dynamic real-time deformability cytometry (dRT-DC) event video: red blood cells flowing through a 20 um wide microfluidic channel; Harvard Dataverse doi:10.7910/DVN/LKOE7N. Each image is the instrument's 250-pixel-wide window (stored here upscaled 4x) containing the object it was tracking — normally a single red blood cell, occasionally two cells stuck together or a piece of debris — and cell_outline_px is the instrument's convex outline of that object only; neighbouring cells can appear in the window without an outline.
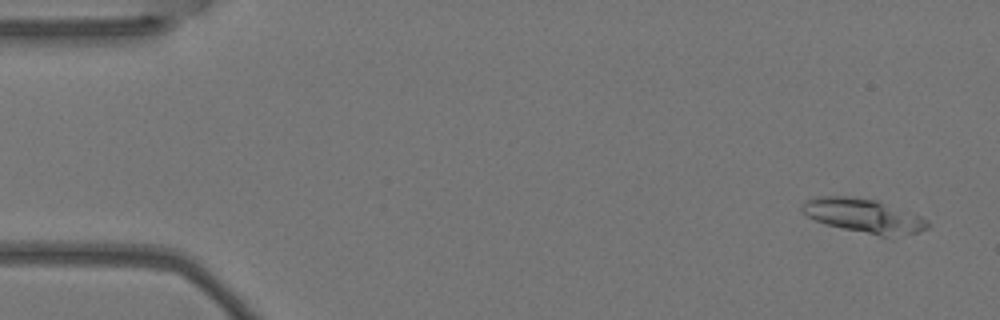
{"species": "Egyptian fruit bat (a non-hibernating species)", "species_latin": "Rousettus aegyptiacus", "temperature_condition": "warm", "stored_images_in_passage": 4, "camera_frame_rate_fps": 3000, "um_per_image_px": 0.085, "animal": {"sex": "female"}, "frame": {"image": 1, "passage_image": 1, "time_ms": 0.0, "image_size_px": [1000, 320], "cell_outline_px": [[928, 228], [916, 232], [884, 236], [880, 236], [844, 228], [828, 224], [816, 220], [808, 216], [800, 208], [800, 204], [804, 200], [816, 196], [852, 196], [876, 200], [920, 216], [928, 224]], "centroid_in_image_um": [73.33, 18.3], "position_along_channel_um": 11.7, "area_um2": 24.28}}
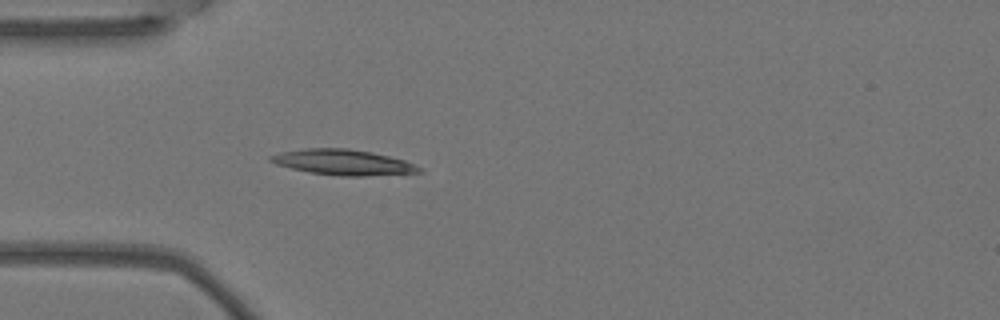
{"frame": {"image": 2, "passage_image": 4, "time_ms": 1.0, "image_size_px": [1000, 320], "cell_outline_px": [[424, 172], [404, 176], [340, 176], [308, 172], [276, 164], [268, 160], [268, 156], [280, 152], [304, 148], [348, 148], [372, 152], [404, 160], [420, 168]], "centroid_in_image_um": [29.24, 13.82], "position_along_channel_um": 55.8, "area_um2": 22.6}}